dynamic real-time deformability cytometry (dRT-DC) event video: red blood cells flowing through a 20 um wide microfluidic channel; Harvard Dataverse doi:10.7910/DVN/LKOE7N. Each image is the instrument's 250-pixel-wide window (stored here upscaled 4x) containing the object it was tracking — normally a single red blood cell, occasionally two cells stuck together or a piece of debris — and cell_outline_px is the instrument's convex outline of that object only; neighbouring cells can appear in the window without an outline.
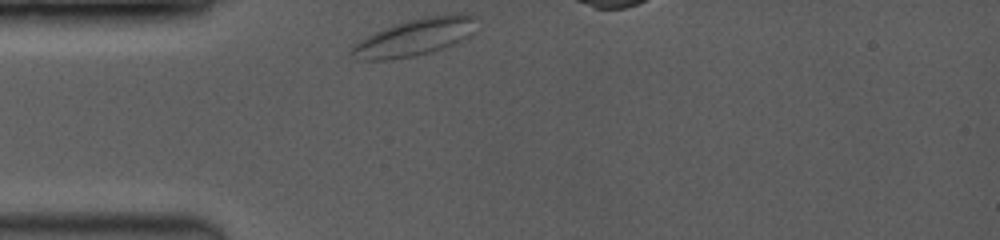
{"species": "common noctule bat (a hibernating species)", "species_latin": "Nyctalus noctula", "temperature_condition": "room temperature", "stored_images_in_passage": 38, "camera_frame_rate_fps": 3500, "um_per_image_px": 0.085, "animal": {"sex": "female", "body_mass_g": 19.0, "forearm_length_mm": 53.3}, "frame": {"image": 1, "passage_image": 1, "time_ms": 0.0, "image_size_px": [1000, 240], "cell_outline_px": [[476, 32], [452, 44], [428, 52], [412, 56], [384, 60], [360, 60], [352, 56], [348, 52], [360, 40], [384, 28], [408, 20], [424, 16], [452, 12], [464, 12], [476, 16]], "centroid_in_image_um": [35.32, 3.12], "position_along_channel_um": 49.7, "area_um2": 26.99}}
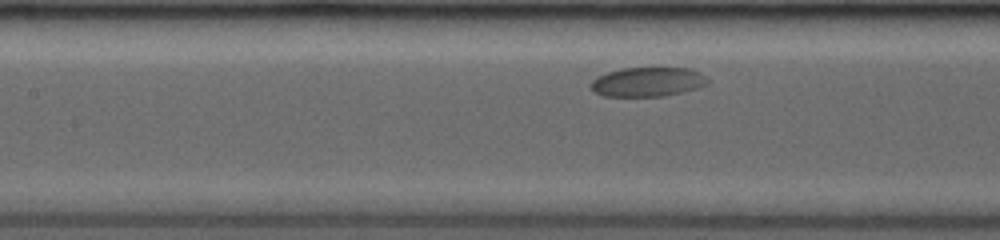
{"frame": {"image": 2, "passage_image": 11, "time_ms": 3.143, "image_size_px": [1000, 240], "cell_outline_px": [[708, 84], [696, 88], [664, 96], [604, 96], [592, 92], [592, 80], [596, 76], [620, 68], [688, 68], [700, 72], [708, 80]], "centroid_in_image_um": [55.02, 6.96], "position_along_channel_um": 152.4, "area_um2": 19.88}}
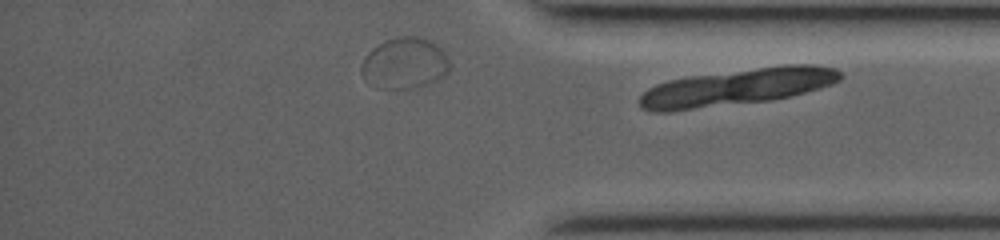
{"frame": {"image": 3, "passage_image": 35, "time_ms": 10.0, "image_size_px": [1000, 240], "cell_outline_px": [[452, 64], [448, 72], [440, 80], [420, 88], [376, 88], [368, 84], [364, 80], [360, 72], [360, 64], [364, 56], [372, 48], [396, 36], [416, 36], [428, 40], [436, 44], [444, 52]], "centroid_in_image_um": [34.39, 5.41], "position_along_channel_um": 400.8, "area_um2": 26.93}}